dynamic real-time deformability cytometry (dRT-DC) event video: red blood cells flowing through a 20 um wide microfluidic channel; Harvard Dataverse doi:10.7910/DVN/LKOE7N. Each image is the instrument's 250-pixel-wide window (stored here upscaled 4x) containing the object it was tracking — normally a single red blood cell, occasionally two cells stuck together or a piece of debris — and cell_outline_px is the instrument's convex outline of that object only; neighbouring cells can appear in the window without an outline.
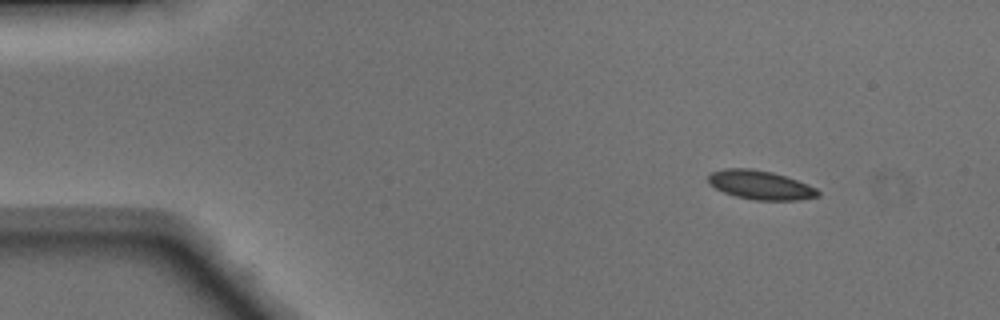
{"species": "Egyptian fruit bat (a non-hibernating species)", "species_latin": "Rousettus aegyptiacus", "temperature_condition": "warm", "stored_images_in_passage": 44, "camera_frame_rate_fps": 3000, "um_per_image_px": 0.085, "animal": {"sex": "male"}, "frame": {"image": 1, "passage_image": 1, "time_ms": 0.0, "image_size_px": [1000, 320], "cell_outline_px": [[820, 196], [796, 200], [756, 200], [736, 196], [724, 192], [716, 188], [708, 180], [708, 176], [712, 172], [724, 168], [752, 168], [772, 172], [808, 184], [816, 188], [820, 192]], "centroid_in_image_um": [64.65, 15.72], "position_along_channel_um": 20.4, "area_um2": 18.32}}
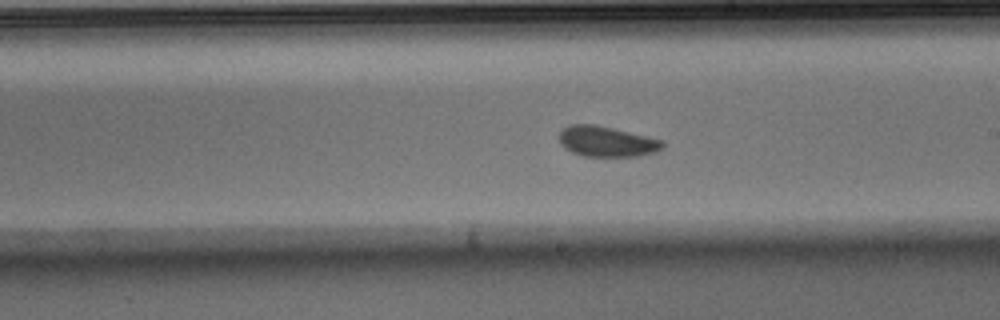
{"frame": {"image": 2, "passage_image": 23, "time_ms": 7.333, "image_size_px": [1000, 320], "cell_outline_px": [[664, 148], [656, 152], [636, 156], [584, 156], [572, 152], [564, 148], [560, 144], [560, 132], [568, 124], [596, 124], [664, 140]], "centroid_in_image_um": [51.58, 12.02], "position_along_channel_um": 237.4, "area_um2": 18.44}}
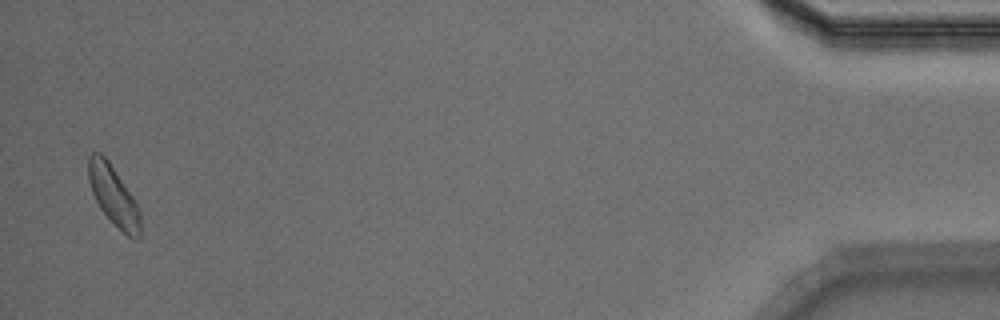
{"frame": {"image": 3, "passage_image": 43, "time_ms": 14.0, "image_size_px": [1000, 320], "cell_outline_px": [[140, 236], [136, 240], [128, 236], [100, 208], [92, 192], [88, 180], [88, 156], [92, 152], [100, 152], [108, 160], [140, 208]], "centroid_in_image_um": [9.64, 16.6], "position_along_channel_um": 425.6, "area_um2": 17.69}, "authors_computed_cell_mechanics": {"area_um2": 18.207, "velocity_mm_per_s": 4.1234, "shape_relaxation_time_tau1_ms": 2.0419, "shape_relaxation_time_tau2_ms": 1.3817, "deformation_change_tau1": 0.0845, "deformation_change_tau2": 0.0668}}